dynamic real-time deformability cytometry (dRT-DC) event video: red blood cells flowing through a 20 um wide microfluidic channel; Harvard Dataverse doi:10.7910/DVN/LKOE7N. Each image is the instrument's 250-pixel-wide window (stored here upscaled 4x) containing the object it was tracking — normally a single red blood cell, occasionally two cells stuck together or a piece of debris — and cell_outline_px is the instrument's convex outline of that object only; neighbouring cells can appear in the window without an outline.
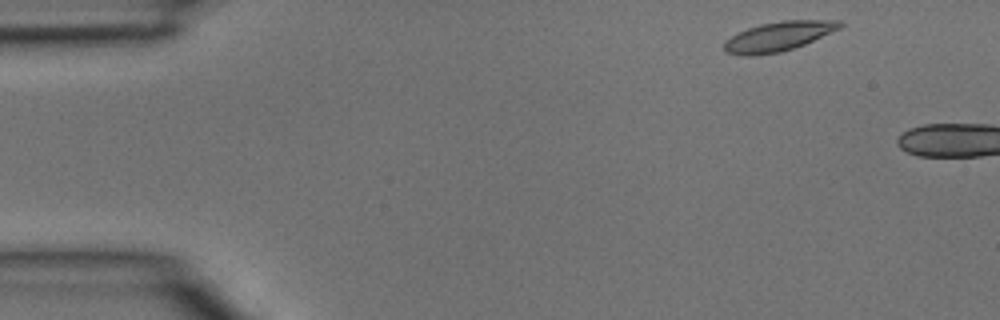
{"species": "common noctule bat (a hibernating species)", "species_latin": "Nyctalus noctula", "temperature_condition": "room temperature", "stored_images_in_passage": 5, "camera_frame_rate_fps": 3000, "um_per_image_px": 0.085, "animal": {"sex": "male", "body_mass_g": 15.6}, "frame": {"image": 1, "passage_image": 2, "time_ms": 0.333, "image_size_px": [1000, 320], "cell_outline_px": [[844, 24], [840, 28], [804, 44], [780, 52], [756, 56], [744, 56], [724, 52], [724, 40], [736, 32], [760, 24], [784, 20], [840, 20]], "centroid_in_image_um": [66.11, 3.1], "position_along_channel_um": 18.9, "area_um2": 19.94}}